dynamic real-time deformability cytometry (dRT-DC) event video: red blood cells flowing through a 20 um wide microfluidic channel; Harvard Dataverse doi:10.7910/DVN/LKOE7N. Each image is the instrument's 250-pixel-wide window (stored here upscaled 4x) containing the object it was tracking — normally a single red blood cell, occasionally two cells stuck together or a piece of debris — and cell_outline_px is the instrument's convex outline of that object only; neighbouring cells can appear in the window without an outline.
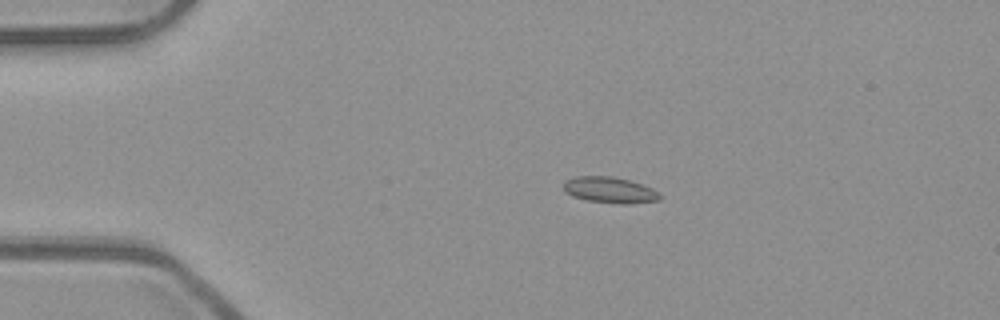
{"species": "common noctule bat (a hibernating species)", "species_latin": "Nyctalus noctula", "temperature_condition": "room temperature", "stored_images_in_passage": 43, "camera_frame_rate_fps": 3000, "um_per_image_px": 0.085, "animal": {"sex": "male", "body_mass_g": 23.1, "forearm_length_mm": 52.7}, "frame": {"image": 1, "passage_image": 1, "time_ms": 0.0, "image_size_px": [1000, 320], "cell_outline_px": [[660, 200], [628, 204], [620, 204], [588, 200], [572, 196], [564, 192], [564, 180], [576, 176], [612, 176], [628, 180], [652, 188], [660, 196]], "centroid_in_image_um": [51.78, 16.15], "position_along_channel_um": 33.2, "area_um2": 14.51}}
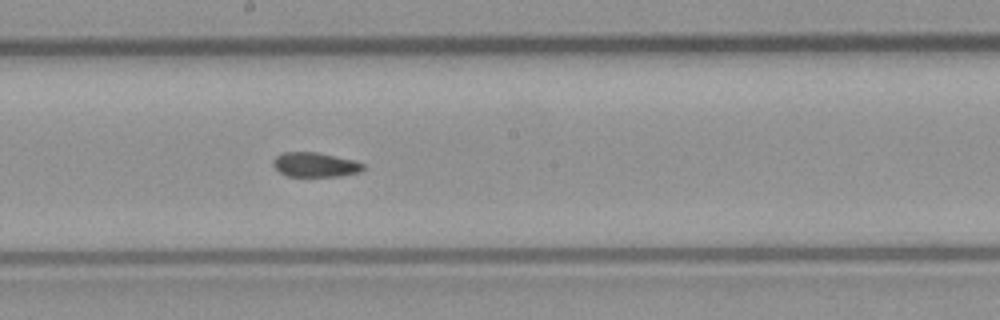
{"frame": {"image": 2, "passage_image": 19, "time_ms": 6.0, "image_size_px": [1000, 320], "cell_outline_px": [[364, 168], [360, 172], [340, 176], [288, 176], [280, 172], [272, 164], [272, 160], [276, 156], [284, 152], [316, 152], [356, 160], [364, 164]], "centroid_in_image_um": [26.8, 13.99], "position_along_channel_um": 221.4, "area_um2": 12.89}}
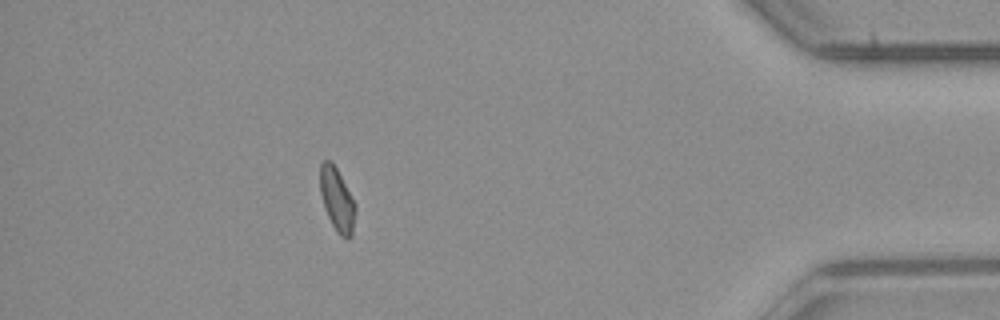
{"frame": {"image": 3, "passage_image": 37, "time_ms": 12.0, "image_size_px": [1000, 320], "cell_outline_px": [[356, 212], [352, 236], [348, 240], [340, 236], [336, 232], [324, 208], [320, 192], [320, 164], [324, 160], [328, 160], [336, 168], [356, 204]], "centroid_in_image_um": [28.66, 17.03], "position_along_channel_um": 406.5, "area_um2": 13.06}, "authors_computed_cell_mechanics": {"area_um2": 13.2362, "velocity_mm_per_s": 3.9387, "shape_relaxation_time_tau1_ms": 6.2635, "shape_relaxation_time_tau2_ms": 2.383, "deformation_change_tau1": 0.159, "deformation_change_tau2": 0.0532}}